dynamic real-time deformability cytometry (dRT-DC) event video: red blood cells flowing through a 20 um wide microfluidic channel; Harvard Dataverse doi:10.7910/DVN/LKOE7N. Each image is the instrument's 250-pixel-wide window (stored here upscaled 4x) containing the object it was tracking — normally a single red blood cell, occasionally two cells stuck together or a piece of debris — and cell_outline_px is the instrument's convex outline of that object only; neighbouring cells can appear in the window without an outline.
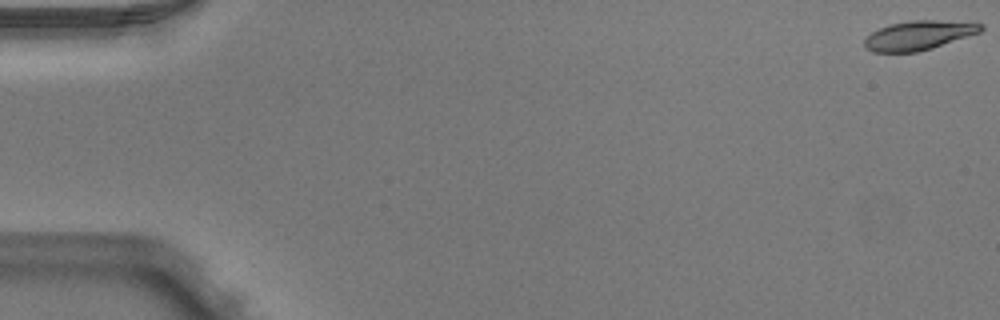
{"species": "Egyptian fruit bat (a non-hibernating species)", "species_latin": "Rousettus aegyptiacus", "temperature_condition": "warm", "stored_images_in_passage": 52, "camera_frame_rate_fps": 3000, "um_per_image_px": 0.085, "animal": {"sex": "male"}, "frame": {"image": 1, "passage_image": 1, "time_ms": 0.0, "image_size_px": [1000, 320], "cell_outline_px": [[984, 28], [980, 32], [932, 48], [916, 52], [872, 52], [864, 48], [864, 40], [872, 32], [888, 24], [912, 20], [936, 20], [984, 24]], "centroid_in_image_um": [78.05, 3.0], "position_along_channel_um": 6.9, "area_um2": 19.71}}
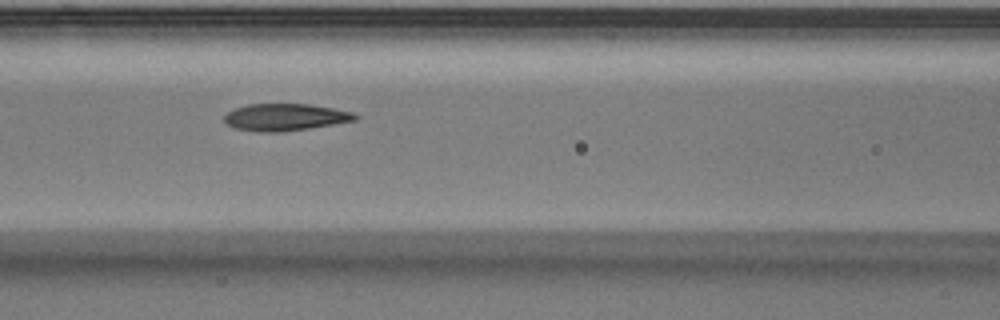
{"frame": {"image": 2, "passage_image": 23, "time_ms": 7.333, "image_size_px": [1000, 320], "cell_outline_px": [[360, 116], [356, 120], [308, 128], [276, 132], [260, 132], [236, 128], [228, 124], [224, 120], [224, 112], [248, 104], [308, 104], [332, 108], [352, 112]], "centroid_in_image_um": [24.21, 9.95], "position_along_channel_um": 142.4, "area_um2": 20.4}}
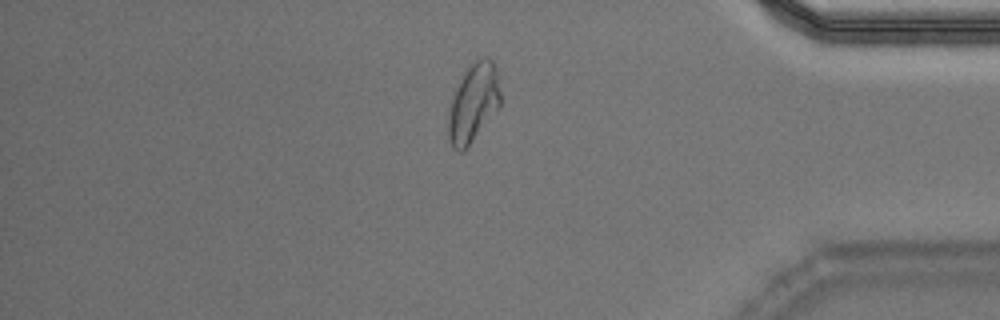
{"frame": {"image": 3, "passage_image": 44, "time_ms": 14.333, "image_size_px": [1000, 320], "cell_outline_px": [[500, 108], [468, 148], [460, 152], [452, 148], [448, 136], [448, 120], [452, 96], [468, 64], [480, 56], [488, 56], [496, 64], [500, 92]], "centroid_in_image_um": [40.26, 8.73], "position_along_channel_um": 394.9, "area_um2": 24.51}, "authors_computed_cell_mechanics": {"area_um2": 20.8658, "velocity_mm_per_s": 3.9812, "shape_relaxation_time_tau1_ms": 11.1078, "shape_relaxation_time_tau2_ms": 1.9293, "deformation_change_tau1": 0.2808, "deformation_change_tau2": 0.087}}